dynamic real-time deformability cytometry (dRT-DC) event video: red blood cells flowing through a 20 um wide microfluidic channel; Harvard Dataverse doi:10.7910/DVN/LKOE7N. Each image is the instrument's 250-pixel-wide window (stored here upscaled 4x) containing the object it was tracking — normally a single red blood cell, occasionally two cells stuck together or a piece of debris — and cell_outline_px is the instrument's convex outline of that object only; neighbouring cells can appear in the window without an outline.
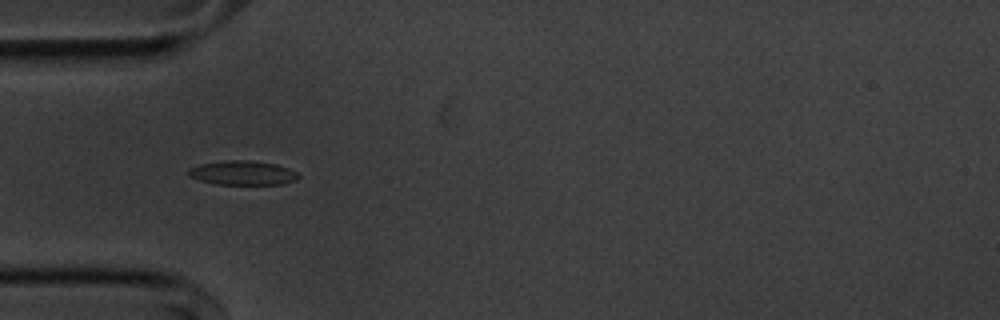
{"species": "common noctule bat (a hibernating species)", "species_latin": "Nyctalus noctula", "temperature_condition": "cold", "stored_images_in_passage": 54, "camera_frame_rate_fps": 3000, "um_per_image_px": 0.085, "animal": {"sex": "male", "body_mass_g": 20.1, "forearm_length_mm": 53.5}, "frame": {"image": 1, "passage_image": 16, "time_ms": 5.0, "image_size_px": [1000, 320], "cell_outline_px": [[300, 176], [296, 180], [284, 184], [216, 184], [200, 180], [188, 176], [188, 168], [200, 164], [224, 160], [248, 160], [276, 164], [288, 168], [296, 172]], "centroid_in_image_um": [20.62, 14.69], "position_along_channel_um": 64.4, "area_um2": 15.55}}
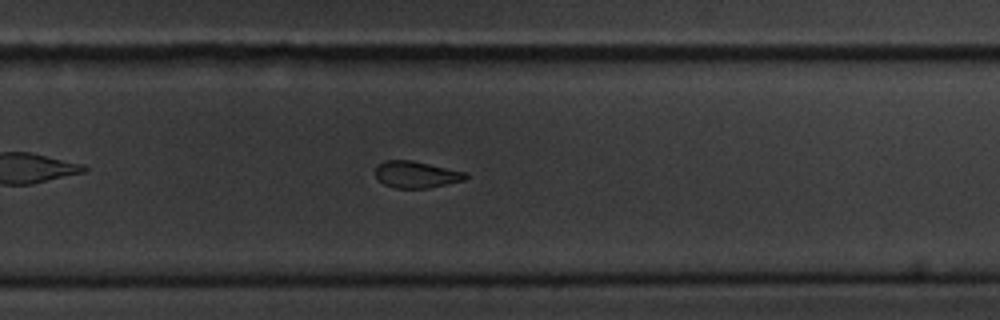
{"frame": {"image": 2, "passage_image": 35, "time_ms": 11.333, "image_size_px": [1000, 320], "cell_outline_px": [[468, 176], [464, 180], [428, 188], [392, 188], [384, 184], [376, 176], [376, 168], [384, 160], [412, 160], [464, 172]], "centroid_in_image_um": [35.36, 14.84], "position_along_channel_um": 294.4, "area_um2": 13.81}}
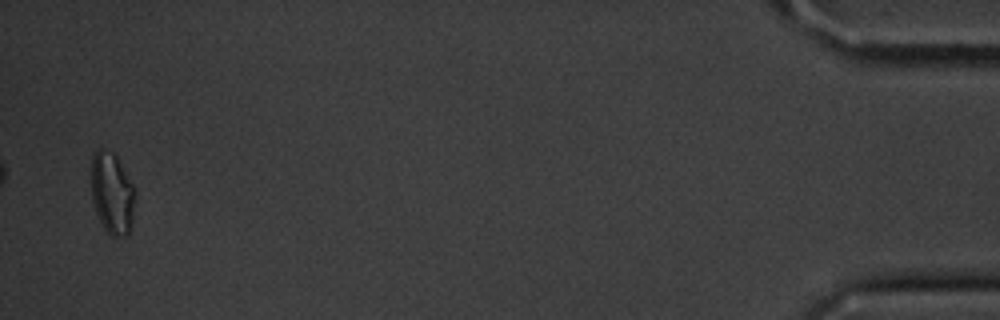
{"frame": {"image": 3, "passage_image": 53, "time_ms": 17.333, "image_size_px": [1000, 320], "cell_outline_px": [[136, 200], [132, 220], [128, 236], [112, 236], [104, 228], [96, 212], [92, 200], [92, 156], [100, 148], [112, 152], [116, 156], [132, 184], [136, 192]], "centroid_in_image_um": [9.55, 16.46], "position_along_channel_um": 425.6, "area_um2": 20.69}, "authors_computed_cell_mechanics": {"area_um2": 15.4326, "velocity_mm_per_s": 3.6372, "shape_relaxation_time_tau1_ms": 7.877, "shape_relaxation_time_tau2_ms": 3.187, "deformation_change_tau1": 0.157, "deformation_change_tau2": 0.0823}}